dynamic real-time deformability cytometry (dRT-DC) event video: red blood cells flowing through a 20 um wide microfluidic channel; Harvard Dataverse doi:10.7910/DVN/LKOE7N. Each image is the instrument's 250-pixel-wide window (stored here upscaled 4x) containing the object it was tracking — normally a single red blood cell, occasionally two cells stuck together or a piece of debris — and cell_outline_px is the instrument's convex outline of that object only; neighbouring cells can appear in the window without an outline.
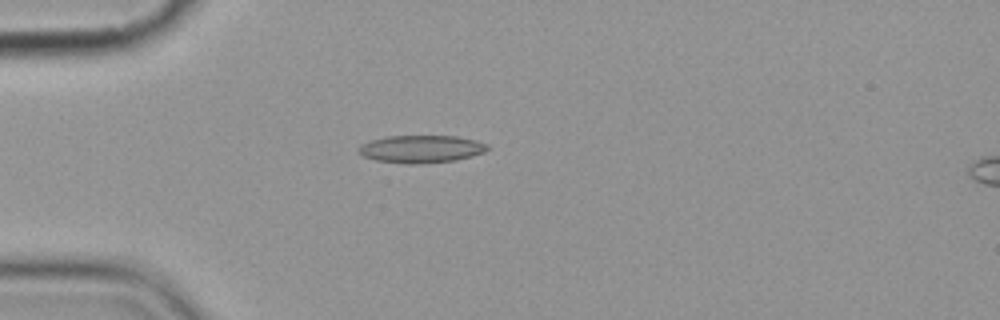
{"species": "common noctule bat (a hibernating species)", "species_latin": "Nyctalus noctula", "temperature_condition": "cold", "stored_images_in_passage": 1, "camera_frame_rate_fps": 3000, "um_per_image_px": 0.085, "animal": {"sex": "female", "body_mass_g": 19.9}, "frame": {"image": 1, "passage_image": 1, "time_ms": 0.0, "image_size_px": [1000, 320], "cell_outline_px": [[488, 148], [484, 152], [472, 156], [456, 160], [424, 164], [404, 164], [376, 160], [364, 156], [356, 152], [360, 144], [372, 140], [388, 136], [456, 136], [476, 140], [488, 144]], "centroid_in_image_um": [35.79, 12.67], "position_along_channel_um": 49.2, "area_um2": 20.87}}